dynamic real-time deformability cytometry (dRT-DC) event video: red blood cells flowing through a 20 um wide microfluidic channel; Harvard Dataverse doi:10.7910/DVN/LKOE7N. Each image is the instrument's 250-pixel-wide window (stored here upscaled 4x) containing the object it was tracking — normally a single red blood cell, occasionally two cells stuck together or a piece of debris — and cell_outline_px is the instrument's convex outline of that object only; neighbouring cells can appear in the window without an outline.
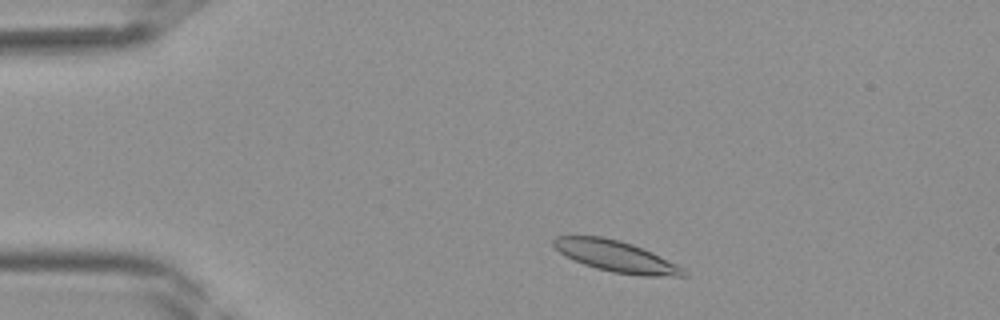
{"species": "Egyptian fruit bat (a non-hibernating species)", "species_latin": "Rousettus aegyptiacus", "temperature_condition": "room temperature", "stored_images_in_passage": 36, "camera_frame_rate_fps": 3000, "um_per_image_px": 0.085, "frame": {"image": 1, "passage_image": 3, "time_ms": 0.667, "image_size_px": [1000, 320], "cell_outline_px": [[688, 276], [640, 276], [612, 272], [596, 268], [584, 264], [560, 252], [552, 244], [552, 240], [556, 236], [600, 236], [620, 240], [632, 244], [652, 252], [684, 268], [688, 272]], "centroid_in_image_um": [52.4, 21.79], "position_along_channel_um": 32.6, "area_um2": 23.47}}
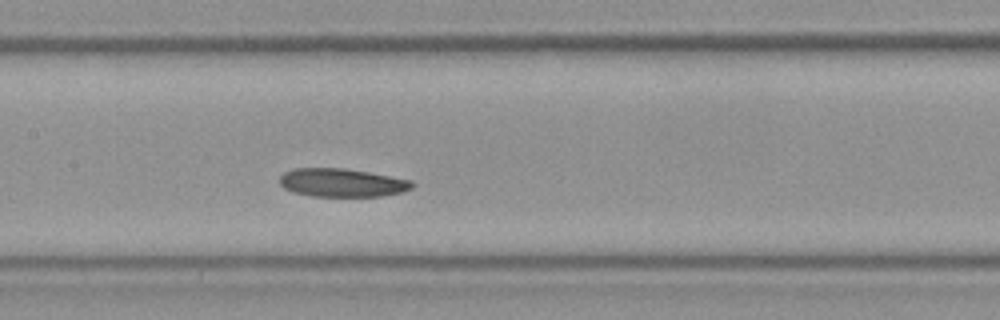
{"frame": {"image": 2, "passage_image": 15, "time_ms": 4.667, "image_size_px": [1000, 320], "cell_outline_px": [[416, 184], [412, 188], [400, 192], [380, 196], [312, 196], [292, 192], [284, 188], [280, 184], [280, 176], [284, 172], [292, 168], [344, 168], [368, 172], [412, 180]], "centroid_in_image_um": [29.05, 15.52], "position_along_channel_um": 178.4, "area_um2": 21.91}}
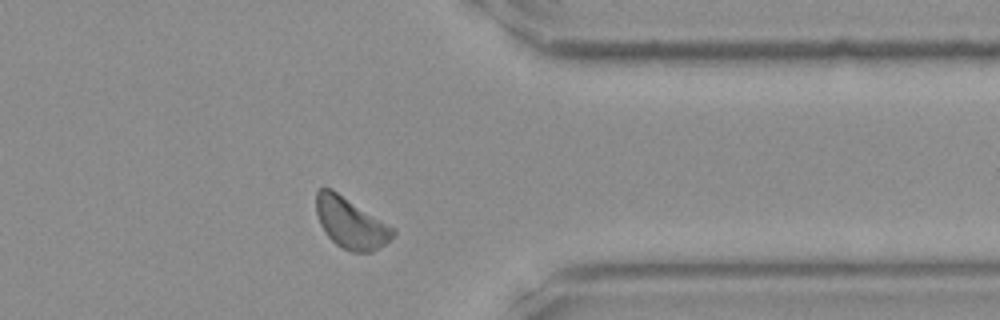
{"frame": {"image": 3, "passage_image": 28, "time_ms": 9.0, "image_size_px": [1000, 320], "cell_outline_px": [[396, 232], [384, 244], [372, 252], [352, 252], [340, 248], [328, 236], [320, 224], [316, 212], [316, 192], [320, 188], [332, 188], [396, 228]], "centroid_in_image_um": [29.81, 18.94], "position_along_channel_um": 381.6, "area_um2": 22.83}}